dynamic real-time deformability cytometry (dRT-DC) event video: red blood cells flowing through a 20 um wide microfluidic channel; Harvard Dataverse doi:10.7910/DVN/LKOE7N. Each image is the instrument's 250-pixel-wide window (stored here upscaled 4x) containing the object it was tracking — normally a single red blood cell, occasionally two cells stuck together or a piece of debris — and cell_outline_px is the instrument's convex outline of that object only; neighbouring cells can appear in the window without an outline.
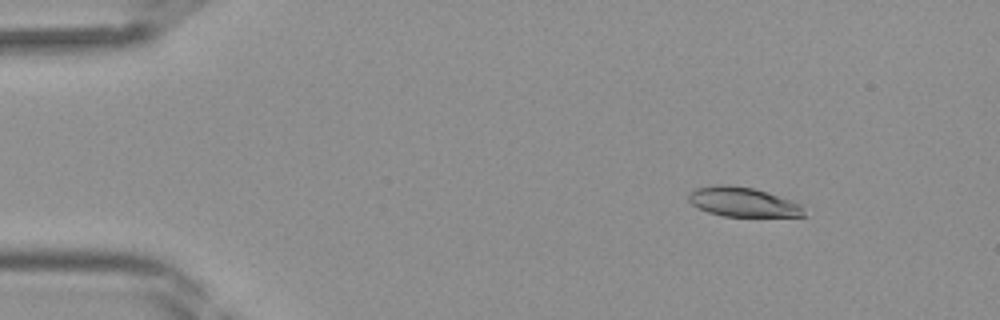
{"species": "Egyptian fruit bat (a non-hibernating species)", "species_latin": "Rousettus aegyptiacus", "temperature_condition": "room temperature", "stored_images_in_passage": 37, "camera_frame_rate_fps": 3000, "um_per_image_px": 0.085, "frame": {"image": 1, "passage_image": 1, "time_ms": 0.0, "image_size_px": [1000, 320], "cell_outline_px": [[808, 216], [724, 216], [708, 212], [696, 208], [688, 200], [688, 196], [696, 188], [712, 184], [728, 184], [752, 188], [768, 192], [792, 200], [800, 204], [804, 208]], "centroid_in_image_um": [63.16, 17.16], "position_along_channel_um": 21.8, "area_um2": 20.0}}
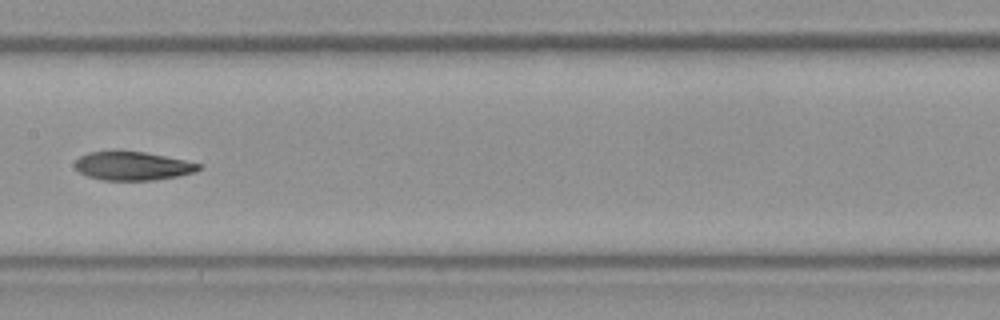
{"frame": {"image": 2, "passage_image": 17, "time_ms": 5.333, "image_size_px": [1000, 320], "cell_outline_px": [[204, 164], [200, 168], [192, 172], [176, 176], [152, 180], [104, 180], [88, 176], [80, 172], [76, 168], [76, 160], [80, 156], [88, 152], [116, 148], [120, 148], [144, 152]], "centroid_in_image_um": [11.22, 14.06], "position_along_channel_um": 196.2, "area_um2": 20.98}}
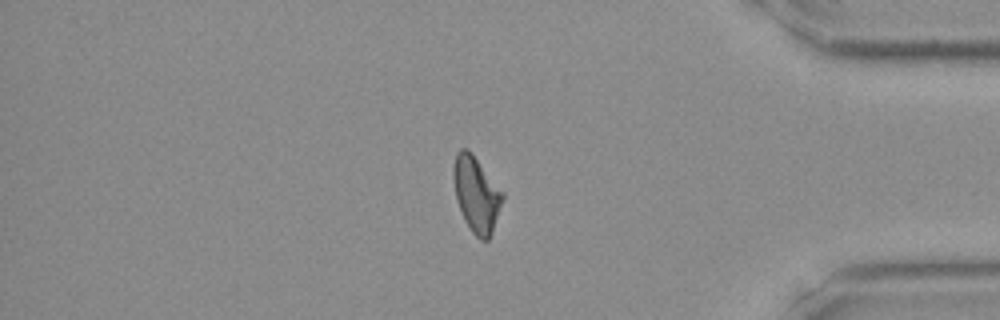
{"frame": {"image": 3, "passage_image": 31, "time_ms": 10.0, "image_size_px": [1000, 320], "cell_outline_px": [[504, 200], [492, 232], [488, 240], [480, 240], [472, 232], [464, 220], [456, 200], [452, 176], [452, 168], [456, 152], [460, 148], [468, 148], [504, 192]], "centroid_in_image_um": [40.48, 16.49], "position_along_channel_um": 394.7, "area_um2": 21.96}}